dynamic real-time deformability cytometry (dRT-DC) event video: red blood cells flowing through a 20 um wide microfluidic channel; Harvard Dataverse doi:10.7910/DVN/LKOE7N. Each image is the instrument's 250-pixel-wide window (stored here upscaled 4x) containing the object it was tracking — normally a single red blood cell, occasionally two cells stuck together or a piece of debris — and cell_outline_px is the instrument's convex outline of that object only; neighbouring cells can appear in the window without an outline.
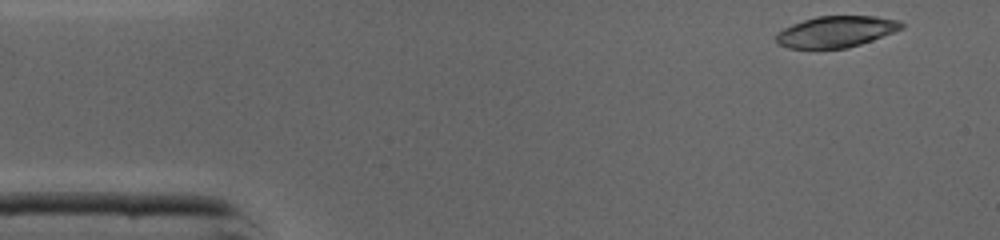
{"species": "common noctule bat (a hibernating species)", "species_latin": "Nyctalus noctula", "temperature_condition": "cold", "stored_images_in_passage": 43, "camera_frame_rate_fps": 3000, "um_per_image_px": 0.085, "animal": {"sex": "male", "body_mass_g": 19.0, "forearm_length_mm": 50.8}, "frame": {"image": 1, "passage_image": 1, "time_ms": 0.0, "image_size_px": [1000, 240], "cell_outline_px": [[904, 28], [872, 40], [848, 48], [788, 48], [776, 44], [776, 36], [784, 28], [792, 24], [816, 16], [876, 16], [900, 20], [904, 24]], "centroid_in_image_um": [71.09, 2.68], "position_along_channel_um": 13.9, "area_um2": 22.77}}
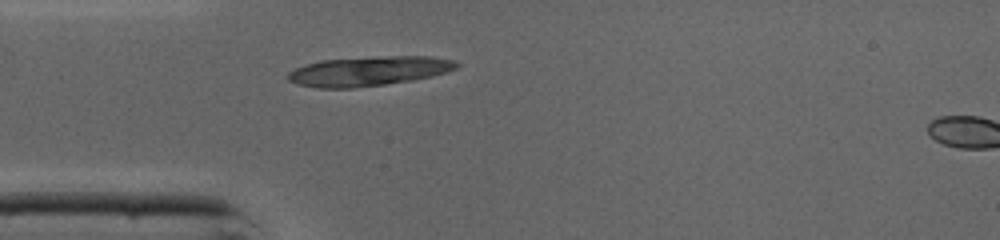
{"frame": {"image": 2, "passage_image": 10, "time_ms": 3.0, "image_size_px": [1000, 240], "cell_outline_px": [[460, 64], [456, 68], [432, 76], [412, 80], [384, 84], [352, 88], [316, 88], [296, 84], [288, 80], [288, 72], [296, 68], [308, 64], [324, 60], [392, 56], [428, 56], [452, 60]], "centroid_in_image_um": [31.32, 6.05], "position_along_channel_um": 53.7, "area_um2": 28.55}}